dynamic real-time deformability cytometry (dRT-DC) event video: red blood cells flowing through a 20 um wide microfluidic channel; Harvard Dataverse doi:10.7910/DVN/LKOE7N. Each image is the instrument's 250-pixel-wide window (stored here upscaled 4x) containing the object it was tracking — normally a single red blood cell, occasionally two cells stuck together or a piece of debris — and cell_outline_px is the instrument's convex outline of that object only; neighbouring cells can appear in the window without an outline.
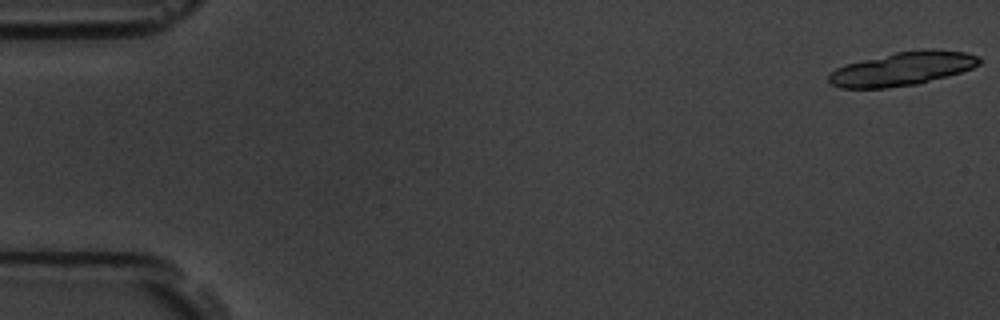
{"species": "common noctule bat (a hibernating species)", "species_latin": "Nyctalus noctula", "temperature_condition": "room temperature", "stored_images_in_passage": 17, "camera_frame_rate_fps": 3000, "um_per_image_px": 0.085, "animal": {"sex": "male", "body_mass_g": 19.5, "forearm_length_mm": 54.6}, "frame": {"image": 1, "passage_image": 1, "time_ms": 0.0, "image_size_px": [1000, 320], "cell_outline_px": [[984, 60], [980, 64], [972, 68], [948, 76], [916, 84], [888, 88], [840, 88], [832, 84], [828, 80], [828, 76], [836, 68], [844, 64], [896, 52], [924, 48], [932, 48], [964, 52], [980, 56]], "centroid_in_image_um": [76.74, 5.83], "position_along_channel_um": 8.3, "area_um2": 29.71}}